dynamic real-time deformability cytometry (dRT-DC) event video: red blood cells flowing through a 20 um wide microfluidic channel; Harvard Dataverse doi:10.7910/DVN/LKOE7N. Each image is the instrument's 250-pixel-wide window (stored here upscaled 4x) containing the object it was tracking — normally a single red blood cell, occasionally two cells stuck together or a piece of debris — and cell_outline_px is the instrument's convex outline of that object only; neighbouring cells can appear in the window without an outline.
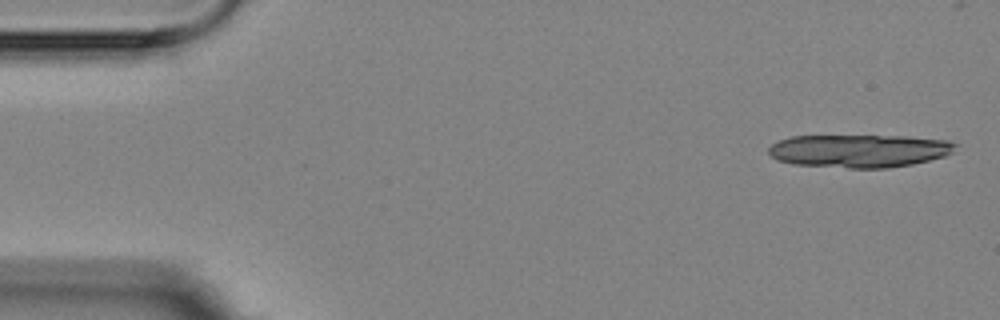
{"species": "Egyptian fruit bat (a non-hibernating species)", "species_latin": "Rousettus aegyptiacus", "temperature_condition": "room temperature", "stored_images_in_passage": 6, "camera_frame_rate_fps": 3000, "um_per_image_px": 0.085, "animal": {"sex": "female"}, "frame": {"image": 1, "passage_image": 1, "time_ms": 0.0, "image_size_px": [1000, 320], "cell_outline_px": [[956, 144], [952, 152], [944, 156], [912, 164], [888, 168], [848, 168], [792, 164], [776, 160], [768, 152], [768, 148], [772, 144], [780, 140], [792, 136], [908, 136], [948, 140]], "centroid_in_image_um": [73.01, 12.82], "position_along_channel_um": 12.0, "area_um2": 35.95}}